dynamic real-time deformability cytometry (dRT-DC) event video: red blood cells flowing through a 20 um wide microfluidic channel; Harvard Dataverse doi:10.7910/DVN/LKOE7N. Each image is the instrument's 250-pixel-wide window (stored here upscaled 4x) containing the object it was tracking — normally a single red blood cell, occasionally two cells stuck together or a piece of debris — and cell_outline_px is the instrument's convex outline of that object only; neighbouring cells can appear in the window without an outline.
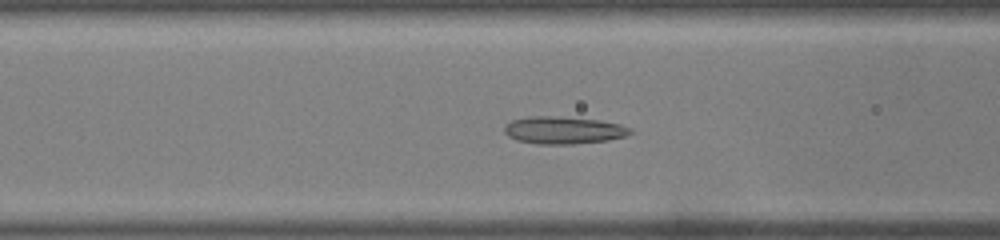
{"species": "common noctule bat (a hibernating species)", "species_latin": "Nyctalus noctula", "temperature_condition": "warm", "stored_images_in_passage": 49, "camera_frame_rate_fps": 3000, "um_per_image_px": 0.085, "animal": {"sex": "male", "body_mass_g": 19.0, "forearm_length_mm": 50.8}, "frame": {"image": 1, "passage_image": 19, "time_ms": 6.0, "image_size_px": [1000, 240], "cell_outline_px": [[632, 132], [624, 136], [608, 140], [572, 144], [536, 144], [516, 140], [508, 136], [504, 132], [504, 128], [512, 120], [528, 116], [552, 116], [600, 120], [620, 124], [632, 128]], "centroid_in_image_um": [47.89, 11.07], "position_along_channel_um": 118.7, "area_um2": 20.06}}
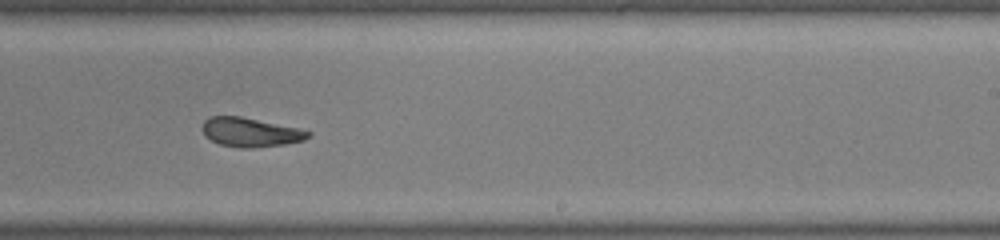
{"frame": {"image": 2, "passage_image": 30, "time_ms": 9.667, "image_size_px": [1000, 240], "cell_outline_px": [[312, 136], [304, 140], [284, 144], [252, 148], [240, 148], [220, 144], [204, 136], [200, 128], [204, 120], [208, 116], [240, 116], [300, 128], [312, 132]], "centroid_in_image_um": [21.27, 11.23], "position_along_channel_um": 267.7, "area_um2": 18.21}}
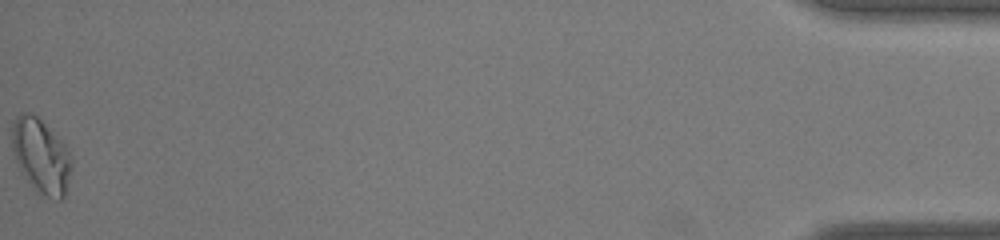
{"frame": {"image": 3, "passage_image": 49, "time_ms": 16.0, "image_size_px": [1000, 240], "cell_outline_px": [[72, 164], [64, 196], [60, 200], [44, 196], [32, 188], [20, 172], [16, 160], [12, 144], [12, 120], [20, 112], [32, 112], [64, 144], [72, 160]], "centroid_in_image_um": [3.45, 13.26], "position_along_channel_um": 431.7, "area_um2": 25.66}, "authors_computed_cell_mechanics": {"area_um2": 20.0566, "velocity_mm_per_s": 4.0816, "shape_relaxation_time_tau1_ms": null, "shape_relaxation_time_tau2_ms": 1.431, "deformation_change_tau1": null, "deformation_change_tau2": 0.0789}}